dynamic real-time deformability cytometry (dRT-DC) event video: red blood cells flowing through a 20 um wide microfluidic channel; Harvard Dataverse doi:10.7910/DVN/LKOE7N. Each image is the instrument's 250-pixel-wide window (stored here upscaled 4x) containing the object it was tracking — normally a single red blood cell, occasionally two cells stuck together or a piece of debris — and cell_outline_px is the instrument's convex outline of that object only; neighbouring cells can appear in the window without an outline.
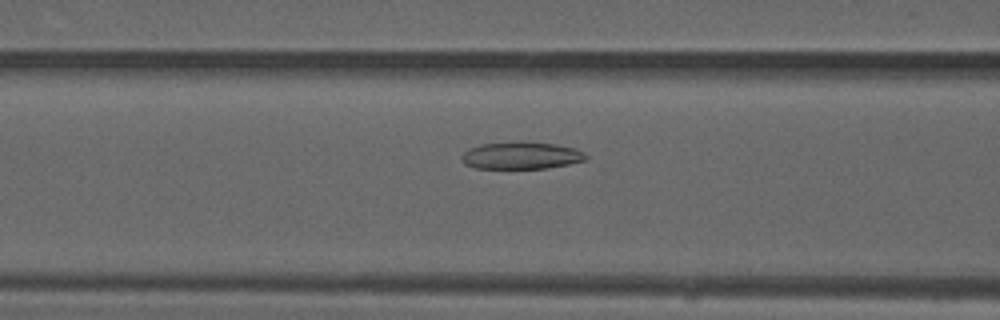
{"species": "common noctule bat (a hibernating species)", "species_latin": "Nyctalus noctula", "temperature_condition": "warm", "stored_images_in_passage": 51, "camera_frame_rate_fps": 3000, "um_per_image_px": 0.085, "animal": {"sex": "male", "forearm_length_mm": 52.5}, "frame": {"image": 1, "passage_image": 21, "time_ms": 6.667, "image_size_px": [1000, 320], "cell_outline_px": [[588, 160], [548, 168], [476, 168], [464, 164], [460, 156], [468, 148], [480, 144], [516, 140], [556, 144], [576, 148], [584, 152], [588, 156]], "centroid_in_image_um": [44.31, 13.19], "position_along_channel_um": 122.3, "area_um2": 20.17}}
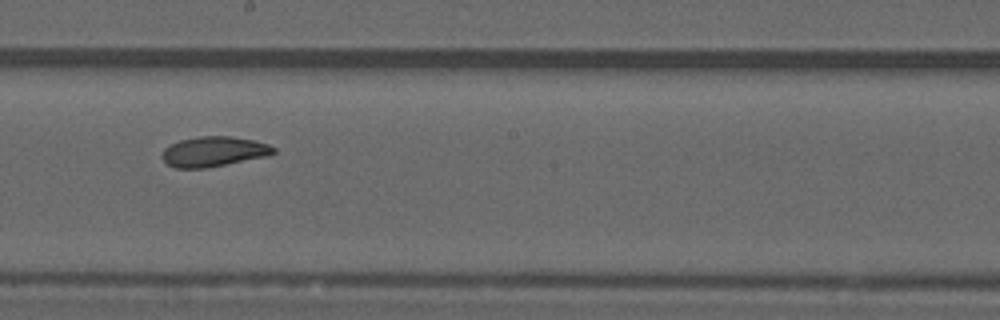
{"frame": {"image": 2, "passage_image": 29, "time_ms": 9.333, "image_size_px": [1000, 320], "cell_outline_px": [[276, 152], [268, 156], [204, 168], [176, 168], [168, 164], [160, 156], [164, 148], [180, 140], [200, 136], [232, 136], [252, 140], [268, 144], [276, 148]], "centroid_in_image_um": [18.17, 12.88], "position_along_channel_um": 230.0, "area_um2": 19.42}}
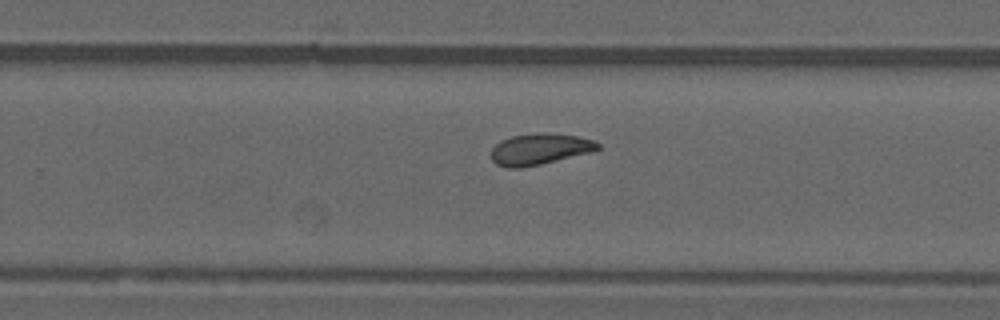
{"frame": {"image": 3, "passage_image": 33, "time_ms": 10.667, "image_size_px": [1000, 320], "cell_outline_px": [[600, 148], [592, 152], [540, 164], [520, 168], [508, 168], [496, 164], [492, 160], [492, 148], [500, 140], [512, 136], [536, 132], [544, 132], [576, 136], [592, 140], [600, 144]], "centroid_in_image_um": [45.86, 12.67], "position_along_channel_um": 283.9, "area_um2": 19.36}, "authors_computed_cell_mechanics": {"area_um2": 20.1722, "velocity_mm_per_s": 4.0442, "shape_relaxation_time_tau1_ms": null, "shape_relaxation_time_tau2_ms": 2.4937, "deformation_change_tau1": null, "deformation_change_tau2": 0.0852}}